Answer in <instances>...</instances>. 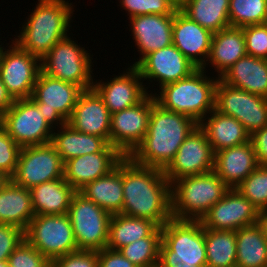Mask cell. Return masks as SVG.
<instances>
[{"label":"cell","instance_id":"cell-19","mask_svg":"<svg viewBox=\"0 0 267 267\" xmlns=\"http://www.w3.org/2000/svg\"><path fill=\"white\" fill-rule=\"evenodd\" d=\"M127 67L107 81L94 78L93 88L103 99L110 114L132 107L148 95L139 70L135 66Z\"/></svg>","mask_w":267,"mask_h":267},{"label":"cell","instance_id":"cell-12","mask_svg":"<svg viewBox=\"0 0 267 267\" xmlns=\"http://www.w3.org/2000/svg\"><path fill=\"white\" fill-rule=\"evenodd\" d=\"M0 48V79L14 100L30 98L41 60L20 48L13 40Z\"/></svg>","mask_w":267,"mask_h":267},{"label":"cell","instance_id":"cell-43","mask_svg":"<svg viewBox=\"0 0 267 267\" xmlns=\"http://www.w3.org/2000/svg\"><path fill=\"white\" fill-rule=\"evenodd\" d=\"M24 239V230L20 227L0 223V261H7Z\"/></svg>","mask_w":267,"mask_h":267},{"label":"cell","instance_id":"cell-2","mask_svg":"<svg viewBox=\"0 0 267 267\" xmlns=\"http://www.w3.org/2000/svg\"><path fill=\"white\" fill-rule=\"evenodd\" d=\"M197 126L191 117L165 110L155 103L151 108L148 131L128 157L136 164L164 171Z\"/></svg>","mask_w":267,"mask_h":267},{"label":"cell","instance_id":"cell-36","mask_svg":"<svg viewBox=\"0 0 267 267\" xmlns=\"http://www.w3.org/2000/svg\"><path fill=\"white\" fill-rule=\"evenodd\" d=\"M162 230L158 227L149 237L138 239L118 251L137 267H146L159 262V247Z\"/></svg>","mask_w":267,"mask_h":267},{"label":"cell","instance_id":"cell-52","mask_svg":"<svg viewBox=\"0 0 267 267\" xmlns=\"http://www.w3.org/2000/svg\"><path fill=\"white\" fill-rule=\"evenodd\" d=\"M0 267H10L7 261H0Z\"/></svg>","mask_w":267,"mask_h":267},{"label":"cell","instance_id":"cell-26","mask_svg":"<svg viewBox=\"0 0 267 267\" xmlns=\"http://www.w3.org/2000/svg\"><path fill=\"white\" fill-rule=\"evenodd\" d=\"M219 79L229 86L267 98V59L245 55Z\"/></svg>","mask_w":267,"mask_h":267},{"label":"cell","instance_id":"cell-15","mask_svg":"<svg viewBox=\"0 0 267 267\" xmlns=\"http://www.w3.org/2000/svg\"><path fill=\"white\" fill-rule=\"evenodd\" d=\"M135 67L139 70L142 80H147L144 85L148 94L153 95L157 93L158 88L160 89L167 84L182 80L197 69L174 44L151 52ZM154 84L157 88L153 87ZM151 87L153 88L152 90H156H154V93L152 90H148Z\"/></svg>","mask_w":267,"mask_h":267},{"label":"cell","instance_id":"cell-33","mask_svg":"<svg viewBox=\"0 0 267 267\" xmlns=\"http://www.w3.org/2000/svg\"><path fill=\"white\" fill-rule=\"evenodd\" d=\"M237 267H267V237L256 223L236 230Z\"/></svg>","mask_w":267,"mask_h":267},{"label":"cell","instance_id":"cell-29","mask_svg":"<svg viewBox=\"0 0 267 267\" xmlns=\"http://www.w3.org/2000/svg\"><path fill=\"white\" fill-rule=\"evenodd\" d=\"M29 190L35 215L67 214L77 192L64 177L41 183Z\"/></svg>","mask_w":267,"mask_h":267},{"label":"cell","instance_id":"cell-42","mask_svg":"<svg viewBox=\"0 0 267 267\" xmlns=\"http://www.w3.org/2000/svg\"><path fill=\"white\" fill-rule=\"evenodd\" d=\"M247 55L267 59V23L243 27Z\"/></svg>","mask_w":267,"mask_h":267},{"label":"cell","instance_id":"cell-44","mask_svg":"<svg viewBox=\"0 0 267 267\" xmlns=\"http://www.w3.org/2000/svg\"><path fill=\"white\" fill-rule=\"evenodd\" d=\"M51 267H98V251L77 250L51 261Z\"/></svg>","mask_w":267,"mask_h":267},{"label":"cell","instance_id":"cell-45","mask_svg":"<svg viewBox=\"0 0 267 267\" xmlns=\"http://www.w3.org/2000/svg\"><path fill=\"white\" fill-rule=\"evenodd\" d=\"M98 267H137L118 250L103 248L98 251Z\"/></svg>","mask_w":267,"mask_h":267},{"label":"cell","instance_id":"cell-51","mask_svg":"<svg viewBox=\"0 0 267 267\" xmlns=\"http://www.w3.org/2000/svg\"><path fill=\"white\" fill-rule=\"evenodd\" d=\"M146 267H164L160 262H157L155 264H152V265H149V266H146Z\"/></svg>","mask_w":267,"mask_h":267},{"label":"cell","instance_id":"cell-10","mask_svg":"<svg viewBox=\"0 0 267 267\" xmlns=\"http://www.w3.org/2000/svg\"><path fill=\"white\" fill-rule=\"evenodd\" d=\"M83 89L39 72L30 99L53 129L67 123Z\"/></svg>","mask_w":267,"mask_h":267},{"label":"cell","instance_id":"cell-48","mask_svg":"<svg viewBox=\"0 0 267 267\" xmlns=\"http://www.w3.org/2000/svg\"><path fill=\"white\" fill-rule=\"evenodd\" d=\"M258 224L262 227L264 235L267 237V210L260 211Z\"/></svg>","mask_w":267,"mask_h":267},{"label":"cell","instance_id":"cell-16","mask_svg":"<svg viewBox=\"0 0 267 267\" xmlns=\"http://www.w3.org/2000/svg\"><path fill=\"white\" fill-rule=\"evenodd\" d=\"M153 94H148L138 104L111 114L109 144L124 156H129L143 141L148 131Z\"/></svg>","mask_w":267,"mask_h":267},{"label":"cell","instance_id":"cell-35","mask_svg":"<svg viewBox=\"0 0 267 267\" xmlns=\"http://www.w3.org/2000/svg\"><path fill=\"white\" fill-rule=\"evenodd\" d=\"M206 267H236V231L204 228Z\"/></svg>","mask_w":267,"mask_h":267},{"label":"cell","instance_id":"cell-46","mask_svg":"<svg viewBox=\"0 0 267 267\" xmlns=\"http://www.w3.org/2000/svg\"><path fill=\"white\" fill-rule=\"evenodd\" d=\"M259 166H267V125L250 135Z\"/></svg>","mask_w":267,"mask_h":267},{"label":"cell","instance_id":"cell-11","mask_svg":"<svg viewBox=\"0 0 267 267\" xmlns=\"http://www.w3.org/2000/svg\"><path fill=\"white\" fill-rule=\"evenodd\" d=\"M30 99L15 100L0 116V125L22 148L51 143L54 129Z\"/></svg>","mask_w":267,"mask_h":267},{"label":"cell","instance_id":"cell-27","mask_svg":"<svg viewBox=\"0 0 267 267\" xmlns=\"http://www.w3.org/2000/svg\"><path fill=\"white\" fill-rule=\"evenodd\" d=\"M214 153L250 141V134L234 117L213 109L199 124Z\"/></svg>","mask_w":267,"mask_h":267},{"label":"cell","instance_id":"cell-32","mask_svg":"<svg viewBox=\"0 0 267 267\" xmlns=\"http://www.w3.org/2000/svg\"><path fill=\"white\" fill-rule=\"evenodd\" d=\"M159 226L144 218L114 214L110 218L106 247L118 250L138 239L149 237Z\"/></svg>","mask_w":267,"mask_h":267},{"label":"cell","instance_id":"cell-13","mask_svg":"<svg viewBox=\"0 0 267 267\" xmlns=\"http://www.w3.org/2000/svg\"><path fill=\"white\" fill-rule=\"evenodd\" d=\"M215 110L237 119L251 135L267 125V98L223 83L215 90Z\"/></svg>","mask_w":267,"mask_h":267},{"label":"cell","instance_id":"cell-47","mask_svg":"<svg viewBox=\"0 0 267 267\" xmlns=\"http://www.w3.org/2000/svg\"><path fill=\"white\" fill-rule=\"evenodd\" d=\"M14 101L0 79V116L13 105Z\"/></svg>","mask_w":267,"mask_h":267},{"label":"cell","instance_id":"cell-1","mask_svg":"<svg viewBox=\"0 0 267 267\" xmlns=\"http://www.w3.org/2000/svg\"><path fill=\"white\" fill-rule=\"evenodd\" d=\"M122 214L149 219L162 227L172 218L171 183L164 171L123 158Z\"/></svg>","mask_w":267,"mask_h":267},{"label":"cell","instance_id":"cell-24","mask_svg":"<svg viewBox=\"0 0 267 267\" xmlns=\"http://www.w3.org/2000/svg\"><path fill=\"white\" fill-rule=\"evenodd\" d=\"M258 166L251 141L214 153L213 171L230 189L236 188Z\"/></svg>","mask_w":267,"mask_h":267},{"label":"cell","instance_id":"cell-23","mask_svg":"<svg viewBox=\"0 0 267 267\" xmlns=\"http://www.w3.org/2000/svg\"><path fill=\"white\" fill-rule=\"evenodd\" d=\"M110 120L109 110L92 87L81 92L67 124L81 133L105 138L109 142Z\"/></svg>","mask_w":267,"mask_h":267},{"label":"cell","instance_id":"cell-14","mask_svg":"<svg viewBox=\"0 0 267 267\" xmlns=\"http://www.w3.org/2000/svg\"><path fill=\"white\" fill-rule=\"evenodd\" d=\"M64 177V162L51 144L22 147L15 174V184L32 188L47 181Z\"/></svg>","mask_w":267,"mask_h":267},{"label":"cell","instance_id":"cell-39","mask_svg":"<svg viewBox=\"0 0 267 267\" xmlns=\"http://www.w3.org/2000/svg\"><path fill=\"white\" fill-rule=\"evenodd\" d=\"M120 9L125 10L128 18L145 15H174L176 9L168 0H118Z\"/></svg>","mask_w":267,"mask_h":267},{"label":"cell","instance_id":"cell-20","mask_svg":"<svg viewBox=\"0 0 267 267\" xmlns=\"http://www.w3.org/2000/svg\"><path fill=\"white\" fill-rule=\"evenodd\" d=\"M129 20L130 36L135 42L139 54L137 61L128 65L136 66L146 55L151 52L168 47L172 42L173 15H138Z\"/></svg>","mask_w":267,"mask_h":267},{"label":"cell","instance_id":"cell-31","mask_svg":"<svg viewBox=\"0 0 267 267\" xmlns=\"http://www.w3.org/2000/svg\"><path fill=\"white\" fill-rule=\"evenodd\" d=\"M51 144L65 163L72 158L103 151L109 142L105 138L81 133L65 123L54 129Z\"/></svg>","mask_w":267,"mask_h":267},{"label":"cell","instance_id":"cell-17","mask_svg":"<svg viewBox=\"0 0 267 267\" xmlns=\"http://www.w3.org/2000/svg\"><path fill=\"white\" fill-rule=\"evenodd\" d=\"M213 169L214 152L205 132L198 125L180 145L164 174L172 184L182 177L207 174Z\"/></svg>","mask_w":267,"mask_h":267},{"label":"cell","instance_id":"cell-41","mask_svg":"<svg viewBox=\"0 0 267 267\" xmlns=\"http://www.w3.org/2000/svg\"><path fill=\"white\" fill-rule=\"evenodd\" d=\"M21 147L0 125V172L11 178L16 171Z\"/></svg>","mask_w":267,"mask_h":267},{"label":"cell","instance_id":"cell-9","mask_svg":"<svg viewBox=\"0 0 267 267\" xmlns=\"http://www.w3.org/2000/svg\"><path fill=\"white\" fill-rule=\"evenodd\" d=\"M78 250L99 251L108 242L111 214L77 191L68 209Z\"/></svg>","mask_w":267,"mask_h":267},{"label":"cell","instance_id":"cell-21","mask_svg":"<svg viewBox=\"0 0 267 267\" xmlns=\"http://www.w3.org/2000/svg\"><path fill=\"white\" fill-rule=\"evenodd\" d=\"M125 156L110 144L101 152L85 154L64 163V179L76 191L109 174Z\"/></svg>","mask_w":267,"mask_h":267},{"label":"cell","instance_id":"cell-5","mask_svg":"<svg viewBox=\"0 0 267 267\" xmlns=\"http://www.w3.org/2000/svg\"><path fill=\"white\" fill-rule=\"evenodd\" d=\"M161 230L159 262L164 267H206L204 227L200 220L171 218Z\"/></svg>","mask_w":267,"mask_h":267},{"label":"cell","instance_id":"cell-28","mask_svg":"<svg viewBox=\"0 0 267 267\" xmlns=\"http://www.w3.org/2000/svg\"><path fill=\"white\" fill-rule=\"evenodd\" d=\"M79 192L111 215L120 214L123 207V159L109 174L87 183Z\"/></svg>","mask_w":267,"mask_h":267},{"label":"cell","instance_id":"cell-38","mask_svg":"<svg viewBox=\"0 0 267 267\" xmlns=\"http://www.w3.org/2000/svg\"><path fill=\"white\" fill-rule=\"evenodd\" d=\"M236 189L259 211L267 210V166H258Z\"/></svg>","mask_w":267,"mask_h":267},{"label":"cell","instance_id":"cell-50","mask_svg":"<svg viewBox=\"0 0 267 267\" xmlns=\"http://www.w3.org/2000/svg\"><path fill=\"white\" fill-rule=\"evenodd\" d=\"M9 177H7L3 172H0V190L2 187L9 181Z\"/></svg>","mask_w":267,"mask_h":267},{"label":"cell","instance_id":"cell-30","mask_svg":"<svg viewBox=\"0 0 267 267\" xmlns=\"http://www.w3.org/2000/svg\"><path fill=\"white\" fill-rule=\"evenodd\" d=\"M34 216L30 190L9 179L0 190V223L25 231Z\"/></svg>","mask_w":267,"mask_h":267},{"label":"cell","instance_id":"cell-37","mask_svg":"<svg viewBox=\"0 0 267 267\" xmlns=\"http://www.w3.org/2000/svg\"><path fill=\"white\" fill-rule=\"evenodd\" d=\"M229 23L240 28L267 23V0H230Z\"/></svg>","mask_w":267,"mask_h":267},{"label":"cell","instance_id":"cell-4","mask_svg":"<svg viewBox=\"0 0 267 267\" xmlns=\"http://www.w3.org/2000/svg\"><path fill=\"white\" fill-rule=\"evenodd\" d=\"M207 72L197 68L188 77L161 87L154 94L156 103L165 110L189 116L199 124L215 109V90L219 77Z\"/></svg>","mask_w":267,"mask_h":267},{"label":"cell","instance_id":"cell-40","mask_svg":"<svg viewBox=\"0 0 267 267\" xmlns=\"http://www.w3.org/2000/svg\"><path fill=\"white\" fill-rule=\"evenodd\" d=\"M10 267H51V261L25 239L8 257Z\"/></svg>","mask_w":267,"mask_h":267},{"label":"cell","instance_id":"cell-53","mask_svg":"<svg viewBox=\"0 0 267 267\" xmlns=\"http://www.w3.org/2000/svg\"><path fill=\"white\" fill-rule=\"evenodd\" d=\"M0 40H2V39L0 38ZM2 45H4V43H2V41H0V48H1Z\"/></svg>","mask_w":267,"mask_h":267},{"label":"cell","instance_id":"cell-3","mask_svg":"<svg viewBox=\"0 0 267 267\" xmlns=\"http://www.w3.org/2000/svg\"><path fill=\"white\" fill-rule=\"evenodd\" d=\"M37 1L13 41L41 60L58 41L73 34L69 30L76 13L70 0Z\"/></svg>","mask_w":267,"mask_h":267},{"label":"cell","instance_id":"cell-18","mask_svg":"<svg viewBox=\"0 0 267 267\" xmlns=\"http://www.w3.org/2000/svg\"><path fill=\"white\" fill-rule=\"evenodd\" d=\"M260 211L236 188L229 189L200 220L203 227L236 231L258 223Z\"/></svg>","mask_w":267,"mask_h":267},{"label":"cell","instance_id":"cell-49","mask_svg":"<svg viewBox=\"0 0 267 267\" xmlns=\"http://www.w3.org/2000/svg\"><path fill=\"white\" fill-rule=\"evenodd\" d=\"M176 10H180L188 0H168Z\"/></svg>","mask_w":267,"mask_h":267},{"label":"cell","instance_id":"cell-8","mask_svg":"<svg viewBox=\"0 0 267 267\" xmlns=\"http://www.w3.org/2000/svg\"><path fill=\"white\" fill-rule=\"evenodd\" d=\"M24 237L50 261L78 250L68 214L35 215Z\"/></svg>","mask_w":267,"mask_h":267},{"label":"cell","instance_id":"cell-22","mask_svg":"<svg viewBox=\"0 0 267 267\" xmlns=\"http://www.w3.org/2000/svg\"><path fill=\"white\" fill-rule=\"evenodd\" d=\"M213 33L191 20L181 10L173 15L172 42L197 68H202L210 52Z\"/></svg>","mask_w":267,"mask_h":267},{"label":"cell","instance_id":"cell-25","mask_svg":"<svg viewBox=\"0 0 267 267\" xmlns=\"http://www.w3.org/2000/svg\"><path fill=\"white\" fill-rule=\"evenodd\" d=\"M245 55L247 52L243 29L229 26L213 33L208 59L202 68L207 71L211 67L212 72L215 70L217 77H220Z\"/></svg>","mask_w":267,"mask_h":267},{"label":"cell","instance_id":"cell-34","mask_svg":"<svg viewBox=\"0 0 267 267\" xmlns=\"http://www.w3.org/2000/svg\"><path fill=\"white\" fill-rule=\"evenodd\" d=\"M230 0H188L180 9L191 20L212 33L229 27Z\"/></svg>","mask_w":267,"mask_h":267},{"label":"cell","instance_id":"cell-7","mask_svg":"<svg viewBox=\"0 0 267 267\" xmlns=\"http://www.w3.org/2000/svg\"><path fill=\"white\" fill-rule=\"evenodd\" d=\"M77 43L71 34L58 41L41 59V71L50 77L78 85L86 90L93 87L96 77L93 75L95 62L92 58L93 53L92 55L90 53L91 49L87 50L85 46Z\"/></svg>","mask_w":267,"mask_h":267},{"label":"cell","instance_id":"cell-6","mask_svg":"<svg viewBox=\"0 0 267 267\" xmlns=\"http://www.w3.org/2000/svg\"><path fill=\"white\" fill-rule=\"evenodd\" d=\"M229 189L214 171L174 181L171 184L172 218L201 220Z\"/></svg>","mask_w":267,"mask_h":267}]
</instances>
